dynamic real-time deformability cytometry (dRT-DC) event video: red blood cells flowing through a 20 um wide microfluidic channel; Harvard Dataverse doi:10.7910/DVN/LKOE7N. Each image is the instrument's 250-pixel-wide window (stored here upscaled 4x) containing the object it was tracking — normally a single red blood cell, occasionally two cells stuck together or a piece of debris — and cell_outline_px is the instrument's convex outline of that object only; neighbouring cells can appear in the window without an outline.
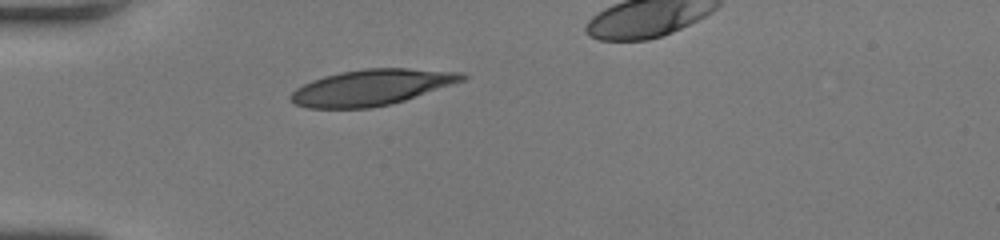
{"species": "human", "species_latin": "Homo sapiens", "temperature_condition": "room temperature", "stored_images_in_passage": 31, "camera_frame_rate_fps": 3000, "um_per_image_px": 0.085, "donor": {"sex": "female"}, "frame": {"image": 1, "passage_image": 1, "time_ms": 0.0, "image_size_px": [1000, 240], "cell_outline_px": [[468, 76], [464, 80], [404, 100], [372, 108], [308, 108], [296, 104], [288, 100], [288, 96], [296, 88], [312, 80], [324, 76], [340, 72], [364, 68], [408, 68], [464, 72]], "centroid_in_image_um": [31.55, 7.42], "position_along_channel_um": 53.4, "area_um2": 35.78}}
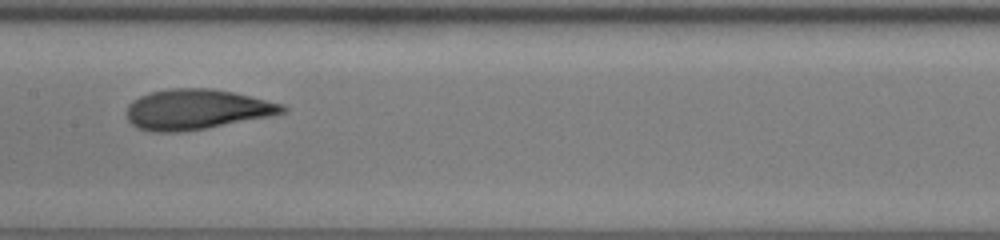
{"frame": {"image": 2, "passage_image": 12, "time_ms": 3.667, "image_size_px": [1000, 240], "cell_outline_px": [[288, 112], [272, 116], [204, 128], [180, 132], [148, 132], [136, 128], [128, 120], [128, 104], [132, 100], [148, 92], [168, 88], [212, 88], [232, 92], [284, 104], [288, 108]], "centroid_in_image_um": [16.7, 9.29], "position_along_channel_um": 190.7, "area_um2": 36.7}}
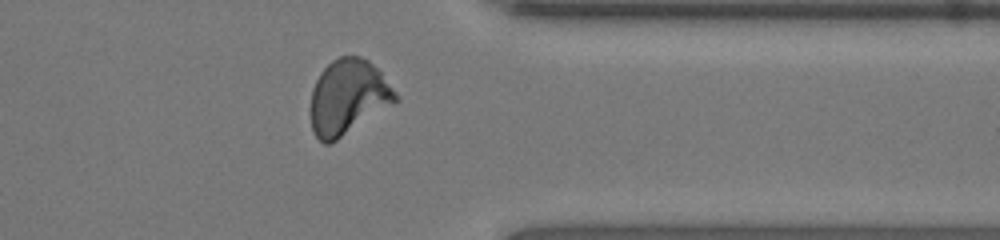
{"frame": {"image": 3, "passage_image": 26, "time_ms": 8.333, "image_size_px": [1000, 240], "cell_outline_px": [[400, 100], [336, 140], [328, 144], [324, 144], [312, 132], [312, 88], [320, 72], [332, 60], [340, 56], [360, 56], [368, 60], [380, 72], [400, 96]], "centroid_in_image_um": [29.6, 8.24], "position_along_channel_um": 381.8, "area_um2": 36.82}}